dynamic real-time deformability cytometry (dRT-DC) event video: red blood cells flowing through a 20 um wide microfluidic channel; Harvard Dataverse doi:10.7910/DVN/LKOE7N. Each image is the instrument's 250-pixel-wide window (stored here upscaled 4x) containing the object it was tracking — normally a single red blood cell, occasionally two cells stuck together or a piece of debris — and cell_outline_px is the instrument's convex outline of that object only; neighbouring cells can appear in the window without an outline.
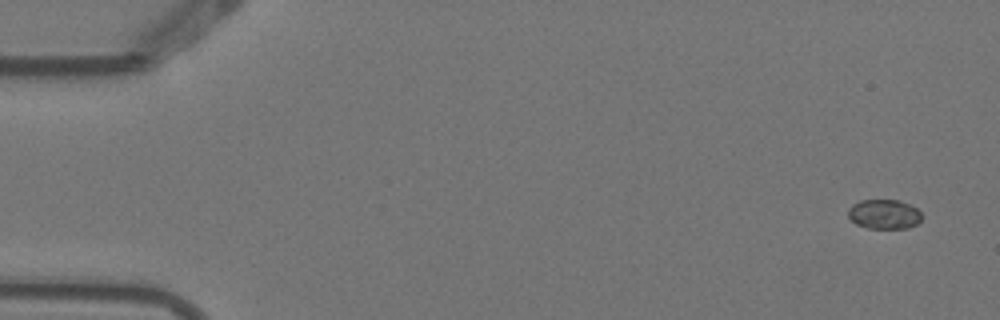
{"species": "Egyptian fruit bat (a non-hibernating species)", "species_latin": "Rousettus aegyptiacus", "temperature_condition": "warm", "stored_images_in_passage": 5, "camera_frame_rate_fps": 3000, "um_per_image_px": 0.085, "animal": {"sex": "female"}, "frame": {"image": 1, "passage_image": 1, "time_ms": 0.0, "image_size_px": [1000, 320], "cell_outline_px": [[920, 220], [916, 224], [908, 228], [868, 228], [856, 224], [848, 216], [848, 208], [852, 204], [860, 200], [900, 200], [912, 204], [920, 212]], "centroid_in_image_um": [75.14, 18.19], "position_along_channel_um": 9.9, "area_um2": 12.72}}
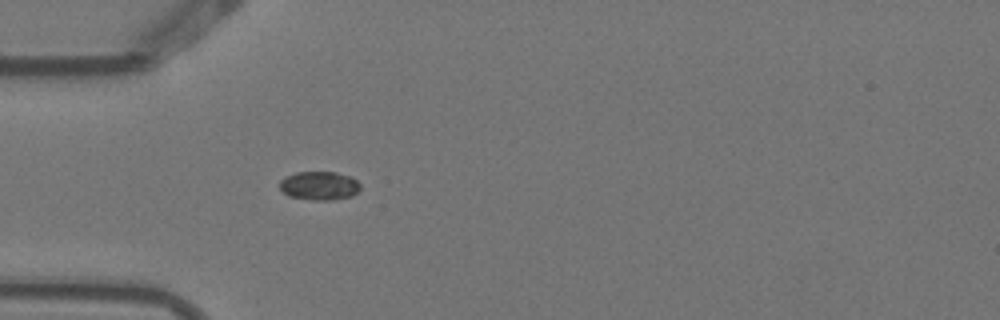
{"frame": {"image": 2, "passage_image": 5, "time_ms": 1.333, "image_size_px": [1000, 320], "cell_outline_px": [[360, 188], [352, 196], [332, 200], [312, 200], [288, 196], [280, 188], [280, 180], [284, 176], [296, 172], [336, 172], [352, 176], [360, 184]], "centroid_in_image_um": [27.14, 15.78], "position_along_channel_um": 57.9, "area_um2": 13.58}}